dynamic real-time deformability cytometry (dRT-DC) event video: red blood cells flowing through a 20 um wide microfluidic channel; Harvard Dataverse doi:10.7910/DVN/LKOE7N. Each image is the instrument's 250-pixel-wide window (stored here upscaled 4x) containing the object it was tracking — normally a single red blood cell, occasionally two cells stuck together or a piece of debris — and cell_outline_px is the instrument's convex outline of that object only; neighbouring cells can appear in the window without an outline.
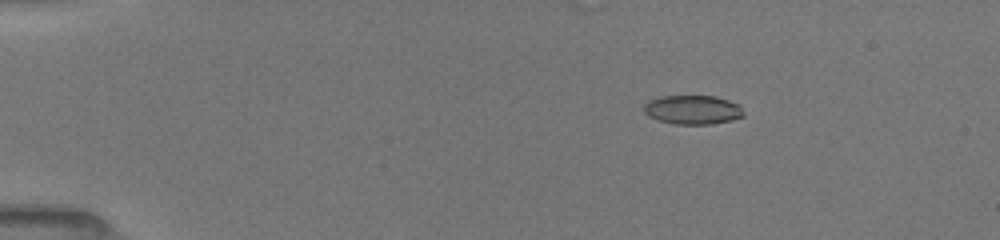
{"species": "common noctule bat (a hibernating species)", "species_latin": "Nyctalus noctula", "temperature_condition": "room temperature", "stored_images_in_passage": 62, "camera_frame_rate_fps": 3000, "um_per_image_px": 0.085, "animal": {"sex": "female", "body_mass_g": 19.5, "forearm_length_mm": 54.1}, "frame": {"image": 1, "passage_image": 12, "time_ms": 2.667, "image_size_px": [1000, 240], "cell_outline_px": [[744, 116], [732, 120], [712, 124], [672, 124], [648, 116], [644, 112], [644, 104], [648, 100], [660, 96], [716, 96], [740, 104], [744, 112]], "centroid_in_image_um": [58.89, 9.32], "position_along_channel_um": 26.1, "area_um2": 17.05}}
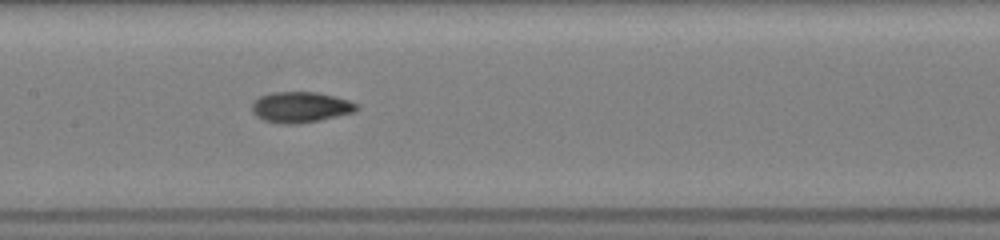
{"frame": {"image": 2, "passage_image": 32, "time_ms": 8.667, "image_size_px": [1000, 240], "cell_outline_px": [[360, 108], [356, 112], [320, 120], [296, 124], [284, 124], [264, 120], [256, 116], [252, 112], [252, 104], [260, 96], [272, 92], [316, 92], [336, 96], [360, 104]], "centroid_in_image_um": [25.6, 9.11], "position_along_channel_um": 181.8, "area_um2": 18.9}}
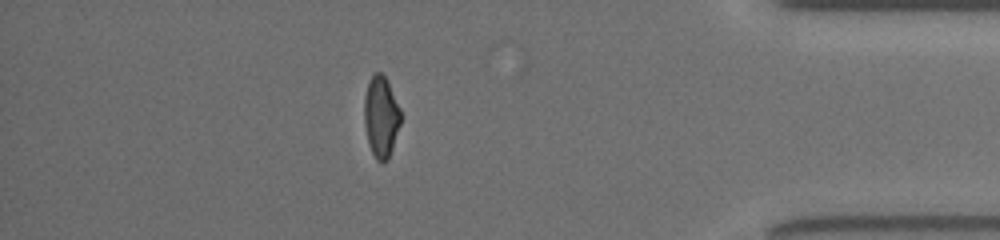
{"frame": {"image": 3, "passage_image": 53, "time_ms": 15.0, "image_size_px": [1000, 240], "cell_outline_px": [[400, 124], [388, 160], [384, 164], [380, 164], [376, 160], [368, 144], [364, 124], [364, 96], [368, 84], [372, 76], [376, 72], [380, 72], [384, 76], [400, 108]], "centroid_in_image_um": [32.37, 9.99], "position_along_channel_um": 402.8, "area_um2": 17.17}, "authors_computed_cell_mechanics": {"area_um2": 17.5423, "velocity_mm_per_s": 4.0086, "shape_relaxation_time_tau1_ms": 5.0407, "shape_relaxation_time_tau2_ms": 1.7654, "deformation_change_tau1": 0.1519, "deformation_change_tau2": 0.058}}